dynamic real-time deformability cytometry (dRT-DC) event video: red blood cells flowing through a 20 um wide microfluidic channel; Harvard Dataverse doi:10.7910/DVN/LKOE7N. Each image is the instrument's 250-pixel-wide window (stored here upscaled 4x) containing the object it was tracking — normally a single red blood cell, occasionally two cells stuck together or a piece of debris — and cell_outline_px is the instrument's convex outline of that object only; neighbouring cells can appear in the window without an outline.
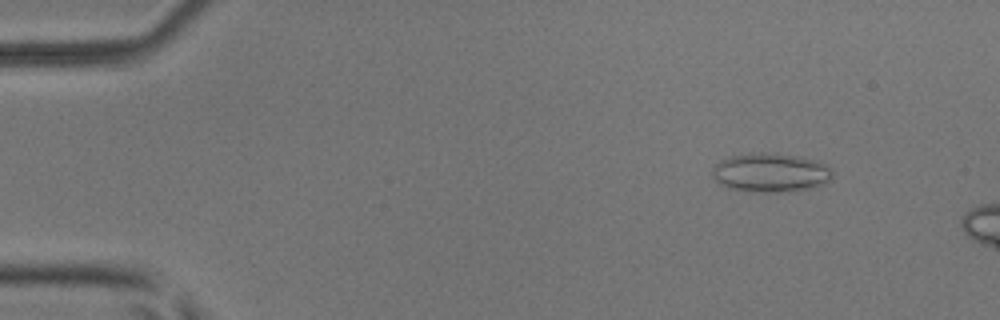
{"species": "common noctule bat (a hibernating species)", "species_latin": "Nyctalus noctula", "temperature_condition": "room temperature", "stored_images_in_passage": 13, "camera_frame_rate_fps": 3000, "um_per_image_px": 0.085, "animal": {"sex": "male", "body_mass_g": 17.9, "forearm_length_mm": 54.2}, "frame": {"image": 1, "passage_image": 6, "time_ms": 1.667, "image_size_px": [1000, 320], "cell_outline_px": [[832, 176], [824, 184], [808, 188], [780, 192], [752, 192], [728, 188], [720, 184], [712, 176], [712, 168], [720, 160], [732, 156], [760, 152], [776, 152], [800, 156], [816, 160], [832, 168]], "centroid_in_image_um": [65.49, 14.66], "position_along_channel_um": 19.5, "area_um2": 27.46}}